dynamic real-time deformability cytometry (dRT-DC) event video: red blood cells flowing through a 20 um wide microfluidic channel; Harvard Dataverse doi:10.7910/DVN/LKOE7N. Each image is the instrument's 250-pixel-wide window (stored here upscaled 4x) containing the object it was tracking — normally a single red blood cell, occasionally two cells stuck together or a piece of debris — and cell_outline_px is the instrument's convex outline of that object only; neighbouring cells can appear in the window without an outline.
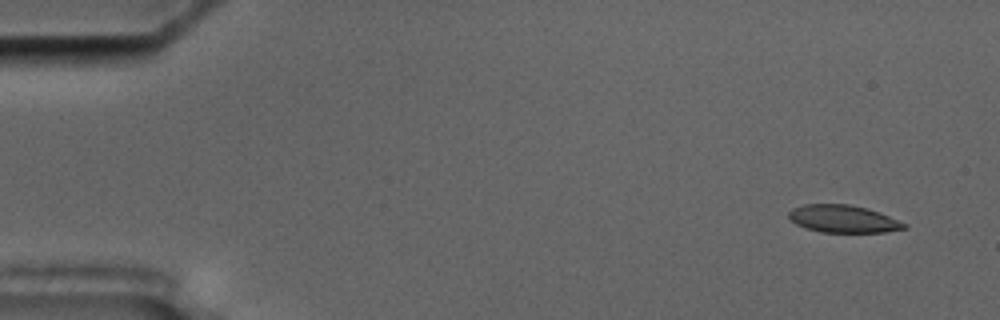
{"species": "common noctule bat (a hibernating species)", "species_latin": "Nyctalus noctula", "temperature_condition": "cold", "stored_images_in_passage": 4, "camera_frame_rate_fps": 3000, "um_per_image_px": 0.085, "animal": {"sex": "male", "body_mass_g": 17.5, "forearm_length_mm": 52.3}, "frame": {"image": 1, "passage_image": 1, "time_ms": 0.0, "image_size_px": [1000, 320], "cell_outline_px": [[908, 228], [884, 232], [820, 232], [796, 224], [788, 216], [788, 212], [792, 208], [804, 204], [848, 204], [868, 208], [908, 224]], "centroid_in_image_um": [71.68, 18.6], "position_along_channel_um": 13.3, "area_um2": 18.44}}